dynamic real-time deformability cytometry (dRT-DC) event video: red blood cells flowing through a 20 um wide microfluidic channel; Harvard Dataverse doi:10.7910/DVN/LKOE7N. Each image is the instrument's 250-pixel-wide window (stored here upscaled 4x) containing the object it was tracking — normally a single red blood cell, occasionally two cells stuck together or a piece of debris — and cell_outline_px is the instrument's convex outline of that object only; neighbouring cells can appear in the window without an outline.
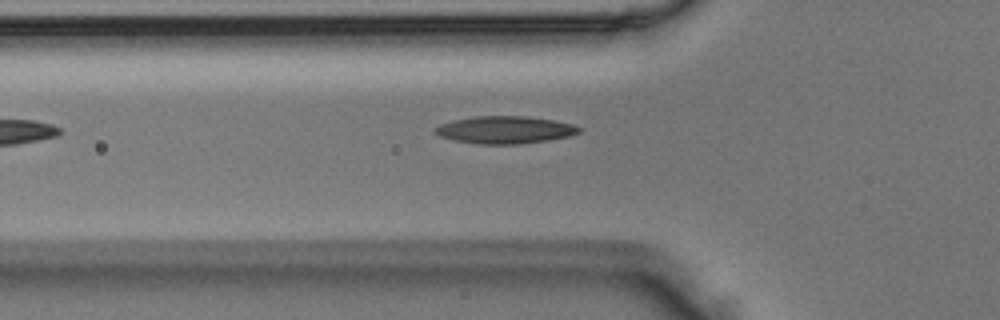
{"species": "Egyptian fruit bat (a non-hibernating species)", "species_latin": "Rousettus aegyptiacus", "temperature_condition": "room temperature", "stored_images_in_passage": 5, "camera_frame_rate_fps": 3000, "um_per_image_px": 0.085, "animal": {"sex": "male"}, "frame": {"image": 1, "passage_image": 5, "time_ms": 1.333, "image_size_px": [1000, 320], "cell_outline_px": [[580, 132], [568, 136], [548, 140], [520, 144], [480, 144], [456, 140], [440, 136], [436, 132], [436, 128], [440, 124], [456, 120], [476, 116], [524, 116], [552, 120], [572, 124], [580, 128]], "centroid_in_image_um": [42.95, 11.04], "position_along_channel_um": 82.9, "area_um2": 22.54}}